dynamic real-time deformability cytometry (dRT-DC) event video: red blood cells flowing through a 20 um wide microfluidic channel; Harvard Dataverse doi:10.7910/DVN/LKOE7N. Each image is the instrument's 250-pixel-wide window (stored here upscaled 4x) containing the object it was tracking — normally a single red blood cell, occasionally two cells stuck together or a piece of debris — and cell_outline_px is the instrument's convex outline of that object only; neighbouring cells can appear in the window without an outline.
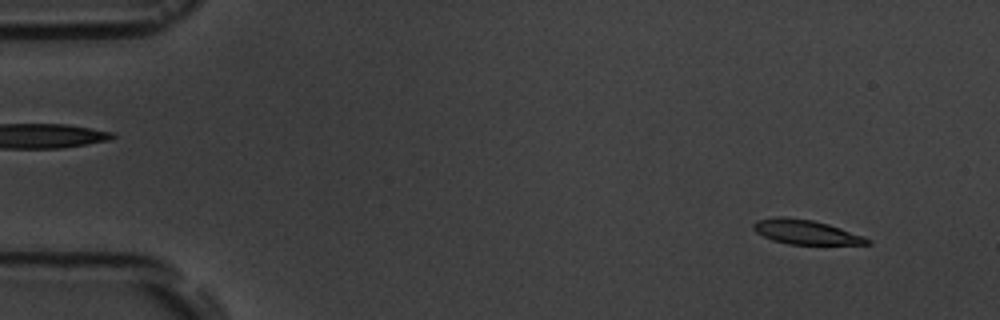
{"species": "common noctule bat (a hibernating species)", "species_latin": "Nyctalus noctula", "temperature_condition": "room temperature", "stored_images_in_passage": 5, "camera_frame_rate_fps": 3000, "um_per_image_px": 0.085, "animal": {"sex": "male", "body_mass_g": 19.5, "forearm_length_mm": 54.6}, "frame": {"image": 1, "passage_image": 1, "time_ms": 0.0, "image_size_px": [1000, 320], "cell_outline_px": [[872, 244], [788, 244], [772, 240], [756, 232], [752, 228], [752, 224], [756, 220], [776, 216], [780, 216], [812, 220], [828, 224], [864, 236], [872, 240]], "centroid_in_image_um": [68.47, 19.72], "position_along_channel_um": 16.5, "area_um2": 16.18}}
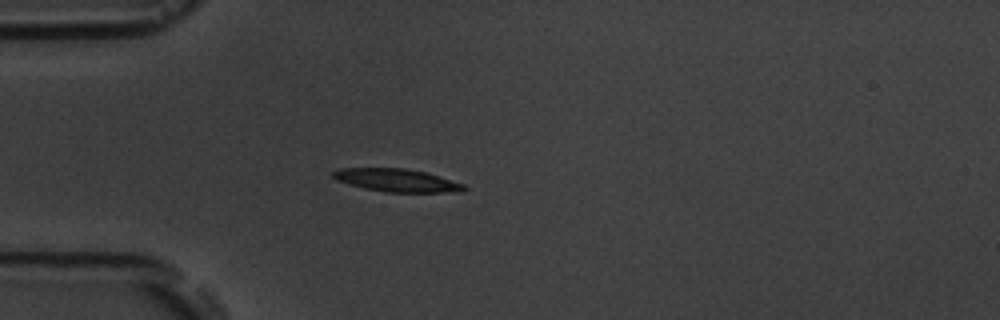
{"frame": {"image": 2, "passage_image": 4, "time_ms": 3.667, "image_size_px": [1000, 320], "cell_outline_px": [[468, 188], [452, 192], [384, 192], [364, 188], [348, 184], [336, 180], [332, 176], [332, 172], [340, 168], [404, 168], [424, 172], [464, 184]], "centroid_in_image_um": [33.67, 15.32], "position_along_channel_um": 51.3, "area_um2": 17.28}}